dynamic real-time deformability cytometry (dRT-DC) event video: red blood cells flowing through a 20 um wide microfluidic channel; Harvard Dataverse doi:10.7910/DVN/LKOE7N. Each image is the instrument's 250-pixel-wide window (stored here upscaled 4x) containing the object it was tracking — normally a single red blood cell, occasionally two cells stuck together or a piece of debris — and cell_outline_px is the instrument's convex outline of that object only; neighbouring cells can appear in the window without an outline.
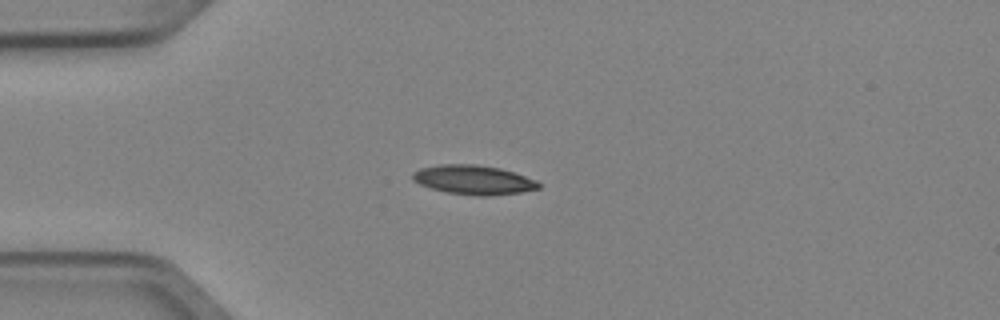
{"species": "Egyptian fruit bat (a non-hibernating species)", "species_latin": "Rousettus aegyptiacus", "temperature_condition": "cold", "stored_images_in_passage": 4, "camera_frame_rate_fps": 3000, "um_per_image_px": 0.085, "animal": {"sex": "female"}, "frame": {"image": 1, "passage_image": 1, "time_ms": 0.0, "image_size_px": [1000, 320], "cell_outline_px": [[540, 188], [520, 192], [488, 196], [476, 196], [448, 192], [432, 188], [420, 184], [412, 180], [412, 172], [420, 168], [440, 164], [476, 164], [500, 168], [536, 180], [540, 184]], "centroid_in_image_um": [40.23, 15.28], "position_along_channel_um": 44.8, "area_um2": 21.39}}
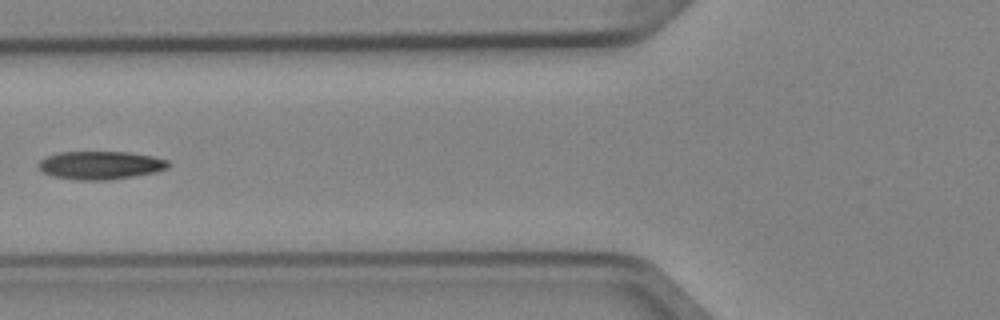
{"frame": {"image": 2, "passage_image": 3, "time_ms": 0.667, "image_size_px": [1000, 320], "cell_outline_px": [[168, 168], [156, 172], [108, 180], [76, 180], [52, 176], [44, 172], [36, 164], [40, 160], [48, 156], [60, 152], [128, 152], [152, 156], [168, 160]], "centroid_in_image_um": [8.52, 14.04], "position_along_channel_um": 117.3, "area_um2": 21.21}}